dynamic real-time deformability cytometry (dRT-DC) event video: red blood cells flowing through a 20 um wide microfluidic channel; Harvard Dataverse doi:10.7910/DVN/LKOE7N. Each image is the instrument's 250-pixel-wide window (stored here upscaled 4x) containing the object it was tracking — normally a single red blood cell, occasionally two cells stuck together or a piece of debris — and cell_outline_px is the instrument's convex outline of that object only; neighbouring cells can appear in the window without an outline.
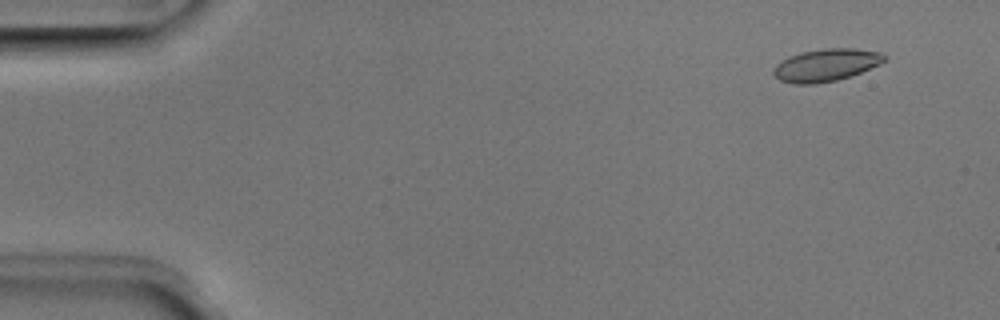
{"species": "Egyptian fruit bat (a non-hibernating species)", "species_latin": "Rousettus aegyptiacus", "temperature_condition": "room temperature", "stored_images_in_passage": 51, "camera_frame_rate_fps": 3000, "um_per_image_px": 0.085, "animal": {"sex": "male"}, "frame": {"image": 1, "passage_image": 4, "time_ms": 1.0, "image_size_px": [1000, 320], "cell_outline_px": [[888, 56], [880, 64], [860, 72], [836, 80], [816, 84], [796, 84], [780, 80], [772, 72], [776, 64], [800, 52], [824, 48], [856, 48], [880, 52]], "centroid_in_image_um": [70.23, 5.52], "position_along_channel_um": 14.8, "area_um2": 20.75}}
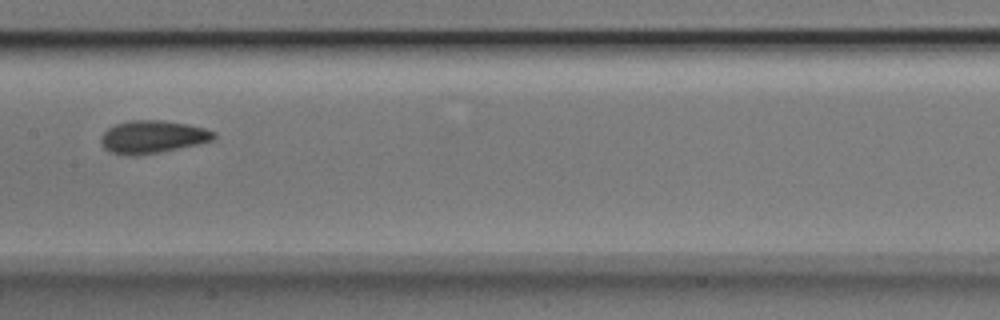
{"frame": {"image": 2, "passage_image": 26, "time_ms": 8.333, "image_size_px": [1000, 320], "cell_outline_px": [[216, 136], [212, 140], [196, 144], [160, 152], [136, 156], [128, 156], [112, 152], [104, 148], [100, 140], [104, 132], [108, 128], [116, 124], [128, 120], [160, 120], [188, 124], [204, 128], [216, 132]], "centroid_in_image_um": [12.95, 11.63], "position_along_channel_um": 194.4, "area_um2": 21.44}}
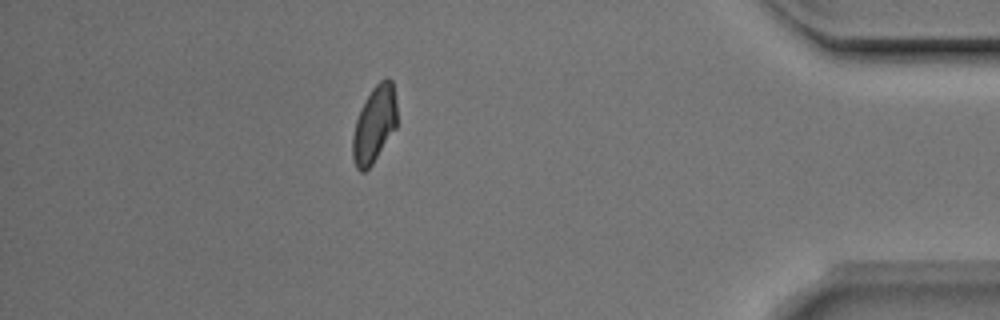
{"frame": {"image": 3, "passage_image": 45, "time_ms": 14.667, "image_size_px": [1000, 320], "cell_outline_px": [[396, 128], [372, 164], [364, 172], [360, 172], [356, 168], [352, 156], [352, 136], [356, 120], [360, 108], [372, 88], [384, 76], [388, 76], [392, 80], [396, 104]], "centroid_in_image_um": [31.81, 10.55], "position_along_channel_um": 403.4, "area_um2": 19.88}, "authors_computed_cell_mechanics": {"area_um2": 20.519, "velocity_mm_per_s": 3.9754, "shape_relaxation_time_tau1_ms": 2.9986, "shape_relaxation_time_tau2_ms": 1.7923, "deformation_change_tau1": 0.0967, "deformation_change_tau2": 0.0574}}